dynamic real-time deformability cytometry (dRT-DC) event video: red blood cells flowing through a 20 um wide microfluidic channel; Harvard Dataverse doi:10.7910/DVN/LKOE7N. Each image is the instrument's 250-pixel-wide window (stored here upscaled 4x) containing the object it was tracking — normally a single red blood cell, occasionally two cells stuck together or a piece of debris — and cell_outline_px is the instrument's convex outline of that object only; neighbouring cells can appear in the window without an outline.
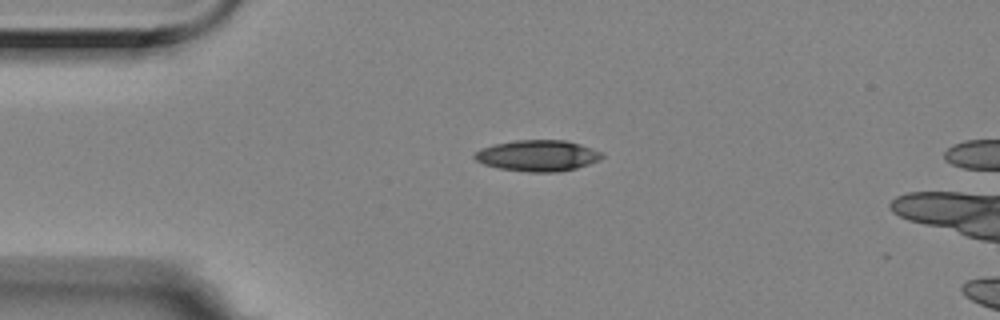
{"species": "Egyptian fruit bat (a non-hibernating species)", "species_latin": "Rousettus aegyptiacus", "temperature_condition": "room temperature", "stored_images_in_passage": 3, "camera_frame_rate_fps": 3000, "um_per_image_px": 0.085, "animal": {"sex": "female"}, "frame": {"image": 1, "passage_image": 1, "time_ms": 0.0, "image_size_px": [1000, 320], "cell_outline_px": [[604, 156], [600, 160], [576, 168], [556, 172], [528, 172], [500, 168], [484, 164], [476, 160], [472, 156], [480, 148], [496, 144], [516, 140], [564, 140], [580, 144], [604, 152]], "centroid_in_image_um": [45.73, 13.23], "position_along_channel_um": 39.3, "area_um2": 23.06}}